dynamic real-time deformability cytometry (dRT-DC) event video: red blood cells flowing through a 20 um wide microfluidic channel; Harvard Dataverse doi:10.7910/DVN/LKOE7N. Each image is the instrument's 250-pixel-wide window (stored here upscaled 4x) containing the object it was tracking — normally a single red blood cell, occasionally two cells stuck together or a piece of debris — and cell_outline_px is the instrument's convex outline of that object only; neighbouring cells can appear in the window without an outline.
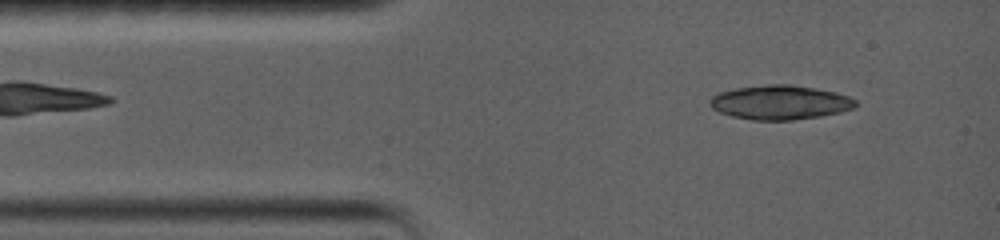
{"species": "common noctule bat (a hibernating species)", "species_latin": "Nyctalus noctula", "temperature_condition": "warm", "stored_images_in_passage": 5, "camera_frame_rate_fps": 5000, "um_per_image_px": 0.085, "animal": {"sex": "female", "body_mass_g": 19.0, "forearm_length_mm": 56.7}, "frame": {"image": 1, "passage_image": 3, "time_ms": 0.8, "image_size_px": [1000, 240], "cell_outline_px": [[860, 104], [856, 108], [840, 112], [820, 116], [792, 120], [752, 120], [732, 116], [720, 112], [712, 108], [708, 100], [716, 92], [736, 88], [768, 84], [788, 84], [836, 92], [848, 96], [856, 100]], "centroid_in_image_um": [66.31, 8.7], "position_along_channel_um": 18.7, "area_um2": 29.25}}